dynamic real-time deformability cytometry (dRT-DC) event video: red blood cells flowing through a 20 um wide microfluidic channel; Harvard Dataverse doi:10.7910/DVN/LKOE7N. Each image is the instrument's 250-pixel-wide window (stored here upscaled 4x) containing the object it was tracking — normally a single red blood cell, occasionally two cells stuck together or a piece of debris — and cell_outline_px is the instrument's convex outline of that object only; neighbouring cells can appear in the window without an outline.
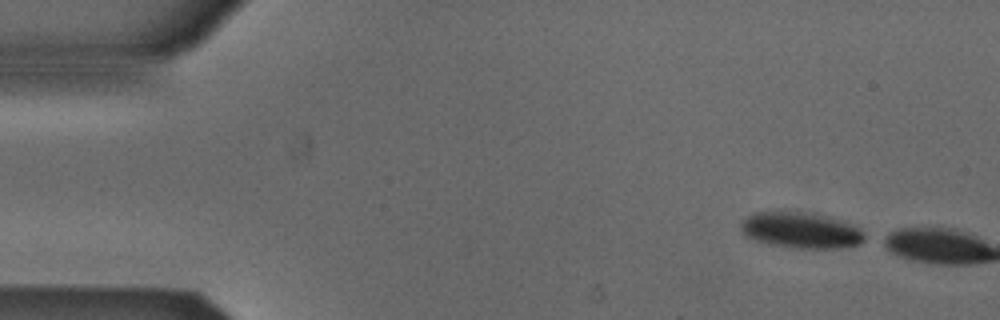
{"species": "Egyptian fruit bat (a non-hibernating species)", "species_latin": "Rousettus aegyptiacus", "temperature_condition": "cold", "stored_images_in_passage": 2, "camera_frame_rate_fps": 3000, "um_per_image_px": 0.085, "animal": {"sex": "male"}, "frame": {"image": 1, "passage_image": 1, "time_ms": 0.0, "image_size_px": [1000, 320], "cell_outline_px": [[868, 240], [860, 244], [840, 248], [792, 248], [768, 244], [744, 236], [740, 228], [740, 224], [752, 212], [804, 212], [828, 216], [852, 224], [860, 228], [864, 232]], "centroid_in_image_um": [68.11, 19.58], "position_along_channel_um": 16.9, "area_um2": 26.18}}